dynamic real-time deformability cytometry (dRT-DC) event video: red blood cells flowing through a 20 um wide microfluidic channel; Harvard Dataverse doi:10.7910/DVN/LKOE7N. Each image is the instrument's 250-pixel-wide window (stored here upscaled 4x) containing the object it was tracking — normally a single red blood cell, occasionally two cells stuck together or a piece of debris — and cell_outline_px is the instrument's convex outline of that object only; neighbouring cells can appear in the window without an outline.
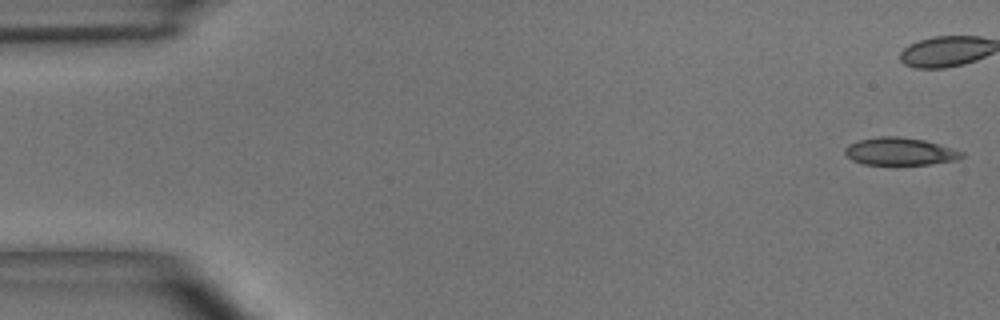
{"species": "common noctule bat (a hibernating species)", "species_latin": "Nyctalus noctula", "temperature_condition": "room temperature", "stored_images_in_passage": 40, "camera_frame_rate_fps": 3000, "um_per_image_px": 0.085, "animal": {"sex": "male", "body_mass_g": 15.6}, "frame": {"image": 1, "passage_image": 1, "time_ms": 0.0, "image_size_px": [1000, 320], "cell_outline_px": [[964, 156], [956, 160], [928, 164], [864, 164], [852, 160], [844, 152], [844, 148], [848, 144], [860, 140], [880, 136], [900, 136], [924, 140], [940, 144], [964, 152]], "centroid_in_image_um": [76.5, 12.86], "position_along_channel_um": 8.5, "area_um2": 18.67}, "authors_computed_cell_mechanics": {"area_um2": 19.2763, "velocity_mm_per_s": 3.9485, "shape_relaxation_time_tau1_ms": 4.82, "shape_relaxation_time_tau2_ms": 2.9152, "deformation_change_tau1": 0.1564, "deformation_change_tau2": 0.1176}}